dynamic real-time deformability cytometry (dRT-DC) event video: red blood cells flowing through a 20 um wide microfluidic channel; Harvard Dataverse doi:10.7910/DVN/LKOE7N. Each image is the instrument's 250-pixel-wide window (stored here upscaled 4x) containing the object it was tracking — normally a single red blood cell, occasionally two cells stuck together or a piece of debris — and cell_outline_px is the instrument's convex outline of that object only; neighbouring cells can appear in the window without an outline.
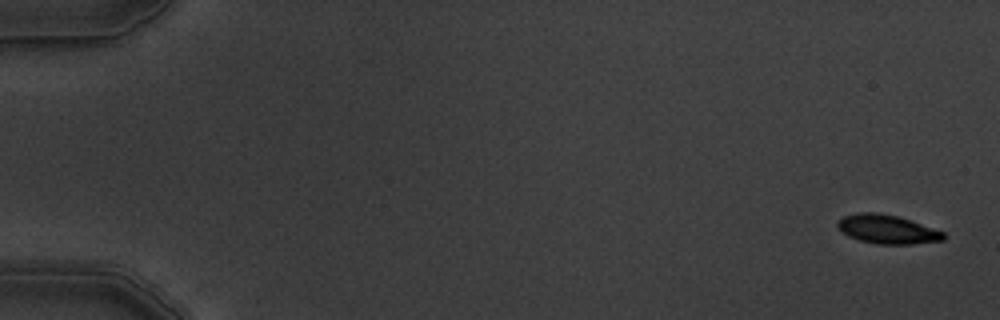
{"species": "common noctule bat (a hibernating species)", "species_latin": "Nyctalus noctula", "temperature_condition": "warm", "stored_images_in_passage": 5, "camera_frame_rate_fps": 3000, "um_per_image_px": 0.085, "animal": {"sex": "male", "body_mass_g": 19.5, "forearm_length_mm": 54.6}, "frame": {"image": 1, "passage_image": 1, "time_ms": 0.0, "image_size_px": [1000, 320], "cell_outline_px": [[944, 240], [912, 244], [876, 244], [860, 240], [848, 236], [836, 224], [836, 220], [844, 216], [860, 212], [876, 212], [896, 216], [944, 232]], "centroid_in_image_um": [75.38, 19.49], "position_along_channel_um": 9.6, "area_um2": 17.51}}
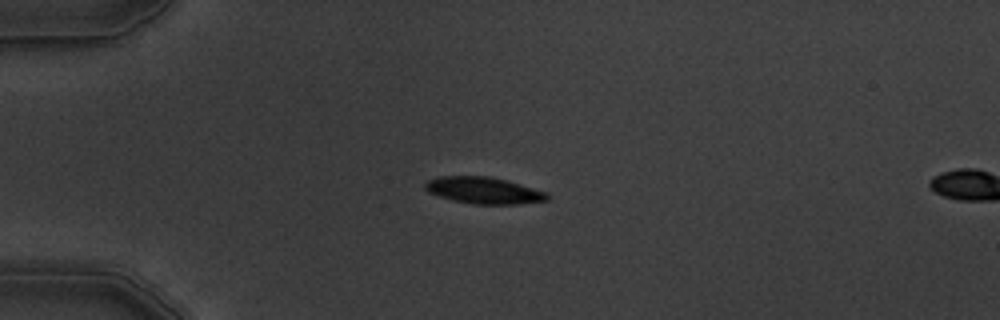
{"frame": {"image": 2, "passage_image": 4, "time_ms": 4.333, "image_size_px": [1000, 320], "cell_outline_px": [[548, 200], [520, 204], [472, 204], [452, 200], [428, 192], [424, 188], [424, 184], [428, 180], [440, 176], [488, 176], [520, 184], [548, 192]], "centroid_in_image_um": [41.11, 16.19], "position_along_channel_um": 43.9, "area_um2": 18.9}}